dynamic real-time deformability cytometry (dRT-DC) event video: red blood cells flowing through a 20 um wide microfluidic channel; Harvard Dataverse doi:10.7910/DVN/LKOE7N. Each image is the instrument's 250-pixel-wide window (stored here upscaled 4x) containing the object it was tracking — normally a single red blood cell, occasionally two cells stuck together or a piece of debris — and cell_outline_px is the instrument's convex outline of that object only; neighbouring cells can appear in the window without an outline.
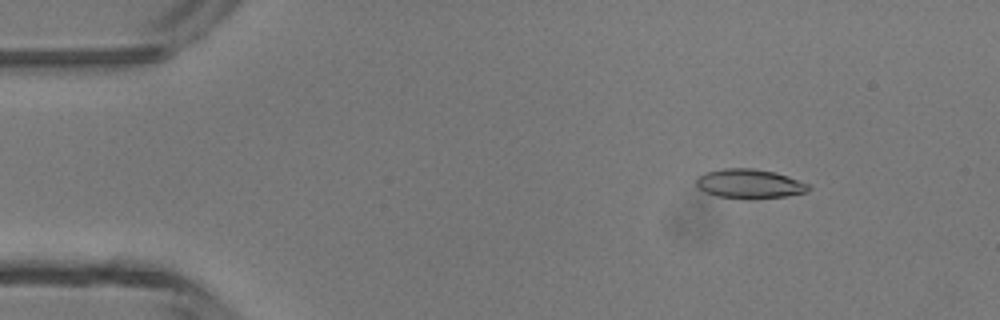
{"species": "common noctule bat (a hibernating species)", "species_latin": "Nyctalus noctula", "temperature_condition": "room temperature", "stored_images_in_passage": 5, "camera_frame_rate_fps": 3000, "um_per_image_px": 0.085, "animal": {"sex": "male", "body_mass_g": 13.3}, "frame": {"image": 1, "passage_image": 2, "time_ms": 1.333, "image_size_px": [1000, 320], "cell_outline_px": [[812, 188], [808, 192], [788, 196], [752, 200], [716, 196], [704, 192], [696, 184], [696, 176], [704, 172], [724, 168], [752, 168], [776, 172], [788, 176], [808, 184]], "centroid_in_image_um": [63.71, 15.63], "position_along_channel_um": 21.3, "area_um2": 19.65}}